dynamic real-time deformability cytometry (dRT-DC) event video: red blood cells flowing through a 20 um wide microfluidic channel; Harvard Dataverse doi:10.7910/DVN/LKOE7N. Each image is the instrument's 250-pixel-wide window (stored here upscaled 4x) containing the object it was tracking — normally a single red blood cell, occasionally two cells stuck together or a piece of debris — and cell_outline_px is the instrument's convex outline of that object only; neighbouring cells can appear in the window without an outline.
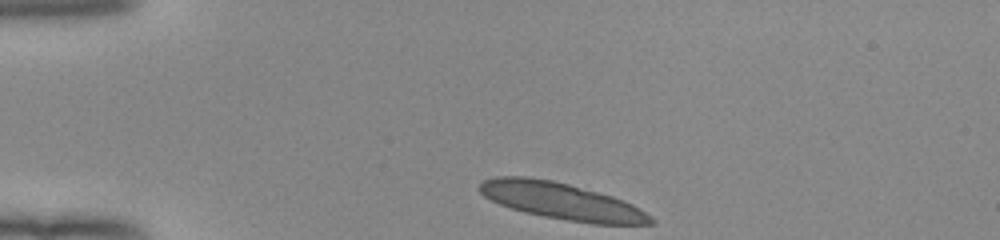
{"species": "human", "species_latin": "Homo sapiens", "temperature_condition": "room temperature", "stored_images_in_passage": 33, "camera_frame_rate_fps": 3000, "um_per_image_px": 0.085, "donor": {"sex": "female"}, "frame": {"image": 1, "passage_image": 1, "time_ms": 0.0, "image_size_px": [1000, 240], "cell_outline_px": [[656, 224], [592, 224], [544, 216], [524, 212], [500, 204], [484, 196], [476, 188], [484, 180], [496, 176], [528, 176], [552, 180], [568, 184], [612, 196], [624, 200], [640, 208], [652, 216], [656, 220]], "centroid_in_image_um": [47.75, 17.09], "position_along_channel_um": 37.2, "area_um2": 36.59}}
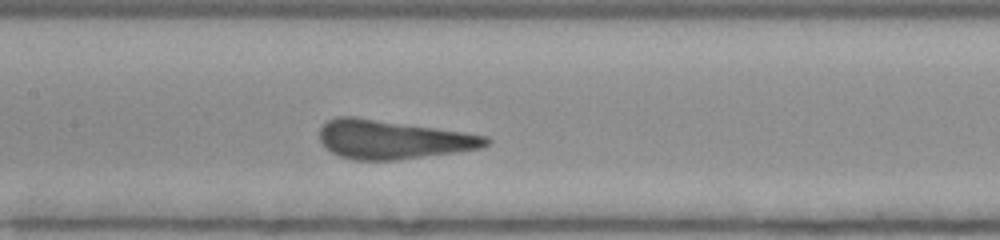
{"frame": {"image": 2, "passage_image": 15, "time_ms": 4.667, "image_size_px": [1000, 240], "cell_outline_px": [[492, 144], [480, 148], [456, 152], [396, 160], [352, 160], [340, 156], [332, 152], [320, 140], [320, 124], [336, 116], [356, 116], [488, 136], [492, 140]], "centroid_in_image_um": [33.37, 11.85], "position_along_channel_um": 174.0, "area_um2": 37.63}}
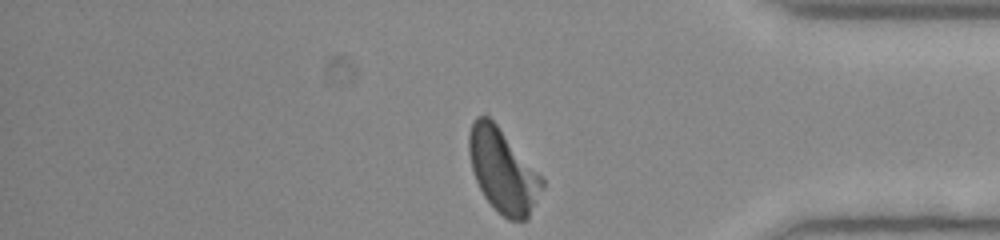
{"frame": {"image": 3, "passage_image": 33, "time_ms": 10.667, "image_size_px": [1000, 240], "cell_outline_px": [[544, 188], [528, 220], [508, 220], [484, 196], [472, 172], [468, 152], [468, 132], [472, 120], [476, 116], [484, 112], [496, 124], [544, 180]], "centroid_in_image_um": [42.72, 14.49], "position_along_channel_um": 392.5, "area_um2": 35.49}, "authors_computed_cell_mechanics": {"area_um2": 37.281, "velocity_mm_per_s": 3.9479, "shape_relaxation_time_tau1_ms": 5.5016, "shape_relaxation_time_tau2_ms": null, "deformation_change_tau1": 0.1461, "deformation_change_tau2": null}}